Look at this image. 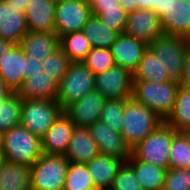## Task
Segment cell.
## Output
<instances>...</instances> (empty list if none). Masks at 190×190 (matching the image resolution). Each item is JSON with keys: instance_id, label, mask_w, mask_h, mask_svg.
I'll use <instances>...</instances> for the list:
<instances>
[{"instance_id": "obj_28", "label": "cell", "mask_w": 190, "mask_h": 190, "mask_svg": "<svg viewBox=\"0 0 190 190\" xmlns=\"http://www.w3.org/2000/svg\"><path fill=\"white\" fill-rule=\"evenodd\" d=\"M165 122L176 131L190 127V89L179 87L174 109Z\"/></svg>"}, {"instance_id": "obj_8", "label": "cell", "mask_w": 190, "mask_h": 190, "mask_svg": "<svg viewBox=\"0 0 190 190\" xmlns=\"http://www.w3.org/2000/svg\"><path fill=\"white\" fill-rule=\"evenodd\" d=\"M189 46V39L163 33L149 45V48L160 59L170 78L180 82L183 75L185 53Z\"/></svg>"}, {"instance_id": "obj_5", "label": "cell", "mask_w": 190, "mask_h": 190, "mask_svg": "<svg viewBox=\"0 0 190 190\" xmlns=\"http://www.w3.org/2000/svg\"><path fill=\"white\" fill-rule=\"evenodd\" d=\"M63 111L56 100L22 99L20 124L41 139Z\"/></svg>"}, {"instance_id": "obj_50", "label": "cell", "mask_w": 190, "mask_h": 190, "mask_svg": "<svg viewBox=\"0 0 190 190\" xmlns=\"http://www.w3.org/2000/svg\"><path fill=\"white\" fill-rule=\"evenodd\" d=\"M51 2H54L55 4L56 3H59L60 1H62V0H50Z\"/></svg>"}, {"instance_id": "obj_15", "label": "cell", "mask_w": 190, "mask_h": 190, "mask_svg": "<svg viewBox=\"0 0 190 190\" xmlns=\"http://www.w3.org/2000/svg\"><path fill=\"white\" fill-rule=\"evenodd\" d=\"M75 126V123L63 111L41 138L42 153L65 155Z\"/></svg>"}, {"instance_id": "obj_37", "label": "cell", "mask_w": 190, "mask_h": 190, "mask_svg": "<svg viewBox=\"0 0 190 190\" xmlns=\"http://www.w3.org/2000/svg\"><path fill=\"white\" fill-rule=\"evenodd\" d=\"M112 190H143L133 169L127 162H123L118 168L116 177L110 187Z\"/></svg>"}, {"instance_id": "obj_35", "label": "cell", "mask_w": 190, "mask_h": 190, "mask_svg": "<svg viewBox=\"0 0 190 190\" xmlns=\"http://www.w3.org/2000/svg\"><path fill=\"white\" fill-rule=\"evenodd\" d=\"M70 62L71 61L64 54L63 50L59 48L42 60L43 71L50 75V77L58 84L66 74Z\"/></svg>"}, {"instance_id": "obj_33", "label": "cell", "mask_w": 190, "mask_h": 190, "mask_svg": "<svg viewBox=\"0 0 190 190\" xmlns=\"http://www.w3.org/2000/svg\"><path fill=\"white\" fill-rule=\"evenodd\" d=\"M124 99H110L104 104L100 121L104 122L111 130L121 133L123 125Z\"/></svg>"}, {"instance_id": "obj_32", "label": "cell", "mask_w": 190, "mask_h": 190, "mask_svg": "<svg viewBox=\"0 0 190 190\" xmlns=\"http://www.w3.org/2000/svg\"><path fill=\"white\" fill-rule=\"evenodd\" d=\"M64 190H96L85 163L70 162Z\"/></svg>"}, {"instance_id": "obj_48", "label": "cell", "mask_w": 190, "mask_h": 190, "mask_svg": "<svg viewBox=\"0 0 190 190\" xmlns=\"http://www.w3.org/2000/svg\"><path fill=\"white\" fill-rule=\"evenodd\" d=\"M183 132H184V134L186 135V137L188 138V140L190 142V127L185 129Z\"/></svg>"}, {"instance_id": "obj_13", "label": "cell", "mask_w": 190, "mask_h": 190, "mask_svg": "<svg viewBox=\"0 0 190 190\" xmlns=\"http://www.w3.org/2000/svg\"><path fill=\"white\" fill-rule=\"evenodd\" d=\"M160 21L164 34L190 40V0H166Z\"/></svg>"}, {"instance_id": "obj_39", "label": "cell", "mask_w": 190, "mask_h": 190, "mask_svg": "<svg viewBox=\"0 0 190 190\" xmlns=\"http://www.w3.org/2000/svg\"><path fill=\"white\" fill-rule=\"evenodd\" d=\"M91 6V9L122 8L119 0H84Z\"/></svg>"}, {"instance_id": "obj_42", "label": "cell", "mask_w": 190, "mask_h": 190, "mask_svg": "<svg viewBox=\"0 0 190 190\" xmlns=\"http://www.w3.org/2000/svg\"><path fill=\"white\" fill-rule=\"evenodd\" d=\"M121 7L128 13L134 12L138 9L135 0H119Z\"/></svg>"}, {"instance_id": "obj_41", "label": "cell", "mask_w": 190, "mask_h": 190, "mask_svg": "<svg viewBox=\"0 0 190 190\" xmlns=\"http://www.w3.org/2000/svg\"><path fill=\"white\" fill-rule=\"evenodd\" d=\"M180 86L190 89V46L185 53L183 75L180 80Z\"/></svg>"}, {"instance_id": "obj_21", "label": "cell", "mask_w": 190, "mask_h": 190, "mask_svg": "<svg viewBox=\"0 0 190 190\" xmlns=\"http://www.w3.org/2000/svg\"><path fill=\"white\" fill-rule=\"evenodd\" d=\"M122 163L123 161L116 157L103 154H99L85 163L95 189L105 190L110 188Z\"/></svg>"}, {"instance_id": "obj_1", "label": "cell", "mask_w": 190, "mask_h": 190, "mask_svg": "<svg viewBox=\"0 0 190 190\" xmlns=\"http://www.w3.org/2000/svg\"><path fill=\"white\" fill-rule=\"evenodd\" d=\"M1 158L32 166L43 154L41 139L19 124L2 133Z\"/></svg>"}, {"instance_id": "obj_47", "label": "cell", "mask_w": 190, "mask_h": 190, "mask_svg": "<svg viewBox=\"0 0 190 190\" xmlns=\"http://www.w3.org/2000/svg\"><path fill=\"white\" fill-rule=\"evenodd\" d=\"M12 91L6 86V84L0 78V103L10 95Z\"/></svg>"}, {"instance_id": "obj_38", "label": "cell", "mask_w": 190, "mask_h": 190, "mask_svg": "<svg viewBox=\"0 0 190 190\" xmlns=\"http://www.w3.org/2000/svg\"><path fill=\"white\" fill-rule=\"evenodd\" d=\"M162 190H190V168L167 169Z\"/></svg>"}, {"instance_id": "obj_4", "label": "cell", "mask_w": 190, "mask_h": 190, "mask_svg": "<svg viewBox=\"0 0 190 190\" xmlns=\"http://www.w3.org/2000/svg\"><path fill=\"white\" fill-rule=\"evenodd\" d=\"M95 90V75L83 62H70L63 79L58 83L56 101L65 110L87 93Z\"/></svg>"}, {"instance_id": "obj_14", "label": "cell", "mask_w": 190, "mask_h": 190, "mask_svg": "<svg viewBox=\"0 0 190 190\" xmlns=\"http://www.w3.org/2000/svg\"><path fill=\"white\" fill-rule=\"evenodd\" d=\"M107 98L93 90L69 105L64 112L79 127H90L100 119Z\"/></svg>"}, {"instance_id": "obj_44", "label": "cell", "mask_w": 190, "mask_h": 190, "mask_svg": "<svg viewBox=\"0 0 190 190\" xmlns=\"http://www.w3.org/2000/svg\"><path fill=\"white\" fill-rule=\"evenodd\" d=\"M5 1H7L9 5L14 6L19 12H25V8L29 2V0H5Z\"/></svg>"}, {"instance_id": "obj_3", "label": "cell", "mask_w": 190, "mask_h": 190, "mask_svg": "<svg viewBox=\"0 0 190 190\" xmlns=\"http://www.w3.org/2000/svg\"><path fill=\"white\" fill-rule=\"evenodd\" d=\"M180 82L133 81L132 97L164 121L171 115Z\"/></svg>"}, {"instance_id": "obj_10", "label": "cell", "mask_w": 190, "mask_h": 190, "mask_svg": "<svg viewBox=\"0 0 190 190\" xmlns=\"http://www.w3.org/2000/svg\"><path fill=\"white\" fill-rule=\"evenodd\" d=\"M133 73L114 65L95 75V90L110 99H129L132 97Z\"/></svg>"}, {"instance_id": "obj_6", "label": "cell", "mask_w": 190, "mask_h": 190, "mask_svg": "<svg viewBox=\"0 0 190 190\" xmlns=\"http://www.w3.org/2000/svg\"><path fill=\"white\" fill-rule=\"evenodd\" d=\"M177 132L164 122L135 146L132 149V154L140 161L148 162L167 170L169 169L170 147Z\"/></svg>"}, {"instance_id": "obj_46", "label": "cell", "mask_w": 190, "mask_h": 190, "mask_svg": "<svg viewBox=\"0 0 190 190\" xmlns=\"http://www.w3.org/2000/svg\"><path fill=\"white\" fill-rule=\"evenodd\" d=\"M138 9L152 10L155 0H135Z\"/></svg>"}, {"instance_id": "obj_30", "label": "cell", "mask_w": 190, "mask_h": 190, "mask_svg": "<svg viewBox=\"0 0 190 190\" xmlns=\"http://www.w3.org/2000/svg\"><path fill=\"white\" fill-rule=\"evenodd\" d=\"M22 98L12 92L0 103V131L3 133L20 124Z\"/></svg>"}, {"instance_id": "obj_23", "label": "cell", "mask_w": 190, "mask_h": 190, "mask_svg": "<svg viewBox=\"0 0 190 190\" xmlns=\"http://www.w3.org/2000/svg\"><path fill=\"white\" fill-rule=\"evenodd\" d=\"M31 166L2 159L0 161V190H31Z\"/></svg>"}, {"instance_id": "obj_40", "label": "cell", "mask_w": 190, "mask_h": 190, "mask_svg": "<svg viewBox=\"0 0 190 190\" xmlns=\"http://www.w3.org/2000/svg\"><path fill=\"white\" fill-rule=\"evenodd\" d=\"M39 71H43L42 60L31 58V56L26 54V78L31 77V75Z\"/></svg>"}, {"instance_id": "obj_7", "label": "cell", "mask_w": 190, "mask_h": 190, "mask_svg": "<svg viewBox=\"0 0 190 190\" xmlns=\"http://www.w3.org/2000/svg\"><path fill=\"white\" fill-rule=\"evenodd\" d=\"M69 164L64 155L42 154L31 166V190H64Z\"/></svg>"}, {"instance_id": "obj_18", "label": "cell", "mask_w": 190, "mask_h": 190, "mask_svg": "<svg viewBox=\"0 0 190 190\" xmlns=\"http://www.w3.org/2000/svg\"><path fill=\"white\" fill-rule=\"evenodd\" d=\"M28 32L25 13L17 11L7 1L0 0V39L19 44Z\"/></svg>"}, {"instance_id": "obj_43", "label": "cell", "mask_w": 190, "mask_h": 190, "mask_svg": "<svg viewBox=\"0 0 190 190\" xmlns=\"http://www.w3.org/2000/svg\"><path fill=\"white\" fill-rule=\"evenodd\" d=\"M14 44L10 41L0 39V62L4 58L5 54H8L11 51V48Z\"/></svg>"}, {"instance_id": "obj_20", "label": "cell", "mask_w": 190, "mask_h": 190, "mask_svg": "<svg viewBox=\"0 0 190 190\" xmlns=\"http://www.w3.org/2000/svg\"><path fill=\"white\" fill-rule=\"evenodd\" d=\"M99 154L98 145L88 128L75 126L64 155L65 158L69 162L87 163Z\"/></svg>"}, {"instance_id": "obj_11", "label": "cell", "mask_w": 190, "mask_h": 190, "mask_svg": "<svg viewBox=\"0 0 190 190\" xmlns=\"http://www.w3.org/2000/svg\"><path fill=\"white\" fill-rule=\"evenodd\" d=\"M124 33L150 45L163 34L160 17L152 10L137 9L127 14Z\"/></svg>"}, {"instance_id": "obj_36", "label": "cell", "mask_w": 190, "mask_h": 190, "mask_svg": "<svg viewBox=\"0 0 190 190\" xmlns=\"http://www.w3.org/2000/svg\"><path fill=\"white\" fill-rule=\"evenodd\" d=\"M92 15L98 16L100 21L119 34L124 33L127 12L123 8L92 9Z\"/></svg>"}, {"instance_id": "obj_19", "label": "cell", "mask_w": 190, "mask_h": 190, "mask_svg": "<svg viewBox=\"0 0 190 190\" xmlns=\"http://www.w3.org/2000/svg\"><path fill=\"white\" fill-rule=\"evenodd\" d=\"M56 4L50 0H29L25 16L30 32H54Z\"/></svg>"}, {"instance_id": "obj_16", "label": "cell", "mask_w": 190, "mask_h": 190, "mask_svg": "<svg viewBox=\"0 0 190 190\" xmlns=\"http://www.w3.org/2000/svg\"><path fill=\"white\" fill-rule=\"evenodd\" d=\"M148 47L149 45L139 41L137 38L122 33L117 36L110 50L115 65L130 70L133 73Z\"/></svg>"}, {"instance_id": "obj_45", "label": "cell", "mask_w": 190, "mask_h": 190, "mask_svg": "<svg viewBox=\"0 0 190 190\" xmlns=\"http://www.w3.org/2000/svg\"><path fill=\"white\" fill-rule=\"evenodd\" d=\"M165 2L166 0H155V4L152 7V11L158 14L159 17L165 14Z\"/></svg>"}, {"instance_id": "obj_26", "label": "cell", "mask_w": 190, "mask_h": 190, "mask_svg": "<svg viewBox=\"0 0 190 190\" xmlns=\"http://www.w3.org/2000/svg\"><path fill=\"white\" fill-rule=\"evenodd\" d=\"M133 81L167 82L172 81L167 69H164L160 59L148 47L138 67L133 72Z\"/></svg>"}, {"instance_id": "obj_17", "label": "cell", "mask_w": 190, "mask_h": 190, "mask_svg": "<svg viewBox=\"0 0 190 190\" xmlns=\"http://www.w3.org/2000/svg\"><path fill=\"white\" fill-rule=\"evenodd\" d=\"M0 78L12 92H18L26 79V54L14 44L0 62Z\"/></svg>"}, {"instance_id": "obj_24", "label": "cell", "mask_w": 190, "mask_h": 190, "mask_svg": "<svg viewBox=\"0 0 190 190\" xmlns=\"http://www.w3.org/2000/svg\"><path fill=\"white\" fill-rule=\"evenodd\" d=\"M58 84L44 71H39L24 80L18 94L22 99L56 100Z\"/></svg>"}, {"instance_id": "obj_9", "label": "cell", "mask_w": 190, "mask_h": 190, "mask_svg": "<svg viewBox=\"0 0 190 190\" xmlns=\"http://www.w3.org/2000/svg\"><path fill=\"white\" fill-rule=\"evenodd\" d=\"M91 16V6L84 0H62L56 3L54 32L60 38L71 32L82 31Z\"/></svg>"}, {"instance_id": "obj_27", "label": "cell", "mask_w": 190, "mask_h": 190, "mask_svg": "<svg viewBox=\"0 0 190 190\" xmlns=\"http://www.w3.org/2000/svg\"><path fill=\"white\" fill-rule=\"evenodd\" d=\"M83 34L93 48H111L119 33L102 23L98 16L92 15L82 28Z\"/></svg>"}, {"instance_id": "obj_49", "label": "cell", "mask_w": 190, "mask_h": 190, "mask_svg": "<svg viewBox=\"0 0 190 190\" xmlns=\"http://www.w3.org/2000/svg\"><path fill=\"white\" fill-rule=\"evenodd\" d=\"M1 144H2V132L0 131V150H1Z\"/></svg>"}, {"instance_id": "obj_29", "label": "cell", "mask_w": 190, "mask_h": 190, "mask_svg": "<svg viewBox=\"0 0 190 190\" xmlns=\"http://www.w3.org/2000/svg\"><path fill=\"white\" fill-rule=\"evenodd\" d=\"M60 48L71 62H81L92 46L83 32L77 31L61 36Z\"/></svg>"}, {"instance_id": "obj_34", "label": "cell", "mask_w": 190, "mask_h": 190, "mask_svg": "<svg viewBox=\"0 0 190 190\" xmlns=\"http://www.w3.org/2000/svg\"><path fill=\"white\" fill-rule=\"evenodd\" d=\"M82 62L93 72L94 75L102 73L115 65L111 50L109 48L92 47Z\"/></svg>"}, {"instance_id": "obj_22", "label": "cell", "mask_w": 190, "mask_h": 190, "mask_svg": "<svg viewBox=\"0 0 190 190\" xmlns=\"http://www.w3.org/2000/svg\"><path fill=\"white\" fill-rule=\"evenodd\" d=\"M19 45L31 58L43 60L60 48V38L55 32L29 31Z\"/></svg>"}, {"instance_id": "obj_25", "label": "cell", "mask_w": 190, "mask_h": 190, "mask_svg": "<svg viewBox=\"0 0 190 190\" xmlns=\"http://www.w3.org/2000/svg\"><path fill=\"white\" fill-rule=\"evenodd\" d=\"M133 169L143 190H162L166 169L138 160L133 154L126 161Z\"/></svg>"}, {"instance_id": "obj_31", "label": "cell", "mask_w": 190, "mask_h": 190, "mask_svg": "<svg viewBox=\"0 0 190 190\" xmlns=\"http://www.w3.org/2000/svg\"><path fill=\"white\" fill-rule=\"evenodd\" d=\"M169 168H190V142L183 131H178L170 147Z\"/></svg>"}, {"instance_id": "obj_2", "label": "cell", "mask_w": 190, "mask_h": 190, "mask_svg": "<svg viewBox=\"0 0 190 190\" xmlns=\"http://www.w3.org/2000/svg\"><path fill=\"white\" fill-rule=\"evenodd\" d=\"M121 134L131 150L165 121L133 97L124 99Z\"/></svg>"}, {"instance_id": "obj_12", "label": "cell", "mask_w": 190, "mask_h": 190, "mask_svg": "<svg viewBox=\"0 0 190 190\" xmlns=\"http://www.w3.org/2000/svg\"><path fill=\"white\" fill-rule=\"evenodd\" d=\"M88 130L98 145L100 154L116 157L123 162H126L132 155V150L122 134L109 129L104 122L98 120L88 127Z\"/></svg>"}]
</instances>
